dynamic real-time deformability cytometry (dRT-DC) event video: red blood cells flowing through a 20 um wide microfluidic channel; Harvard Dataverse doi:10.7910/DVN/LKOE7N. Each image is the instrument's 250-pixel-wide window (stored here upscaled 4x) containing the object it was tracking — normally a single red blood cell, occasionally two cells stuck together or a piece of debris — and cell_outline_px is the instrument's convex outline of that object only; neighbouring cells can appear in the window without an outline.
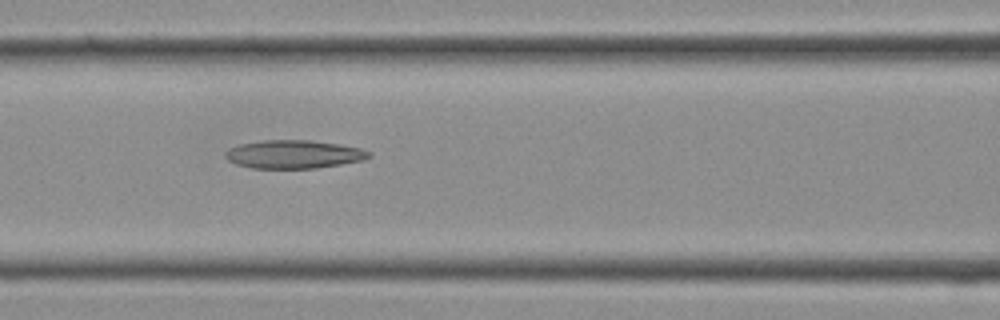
{"species": "Egyptian fruit bat (a non-hibernating species)", "species_latin": "Rousettus aegyptiacus", "temperature_condition": "cold", "stored_images_in_passage": 21, "camera_frame_rate_fps": 3000, "um_per_image_px": 0.085, "frame": {"image": 1, "passage_image": 12, "time_ms": 3.667, "image_size_px": [1000, 320], "cell_outline_px": [[372, 156], [364, 160], [316, 168], [252, 168], [236, 164], [228, 160], [224, 156], [224, 152], [228, 148], [240, 144], [264, 140], [308, 140], [340, 144], [360, 148], [372, 152]], "centroid_in_image_um": [24.97, 13.11], "position_along_channel_um": 141.6, "area_um2": 23.76}}
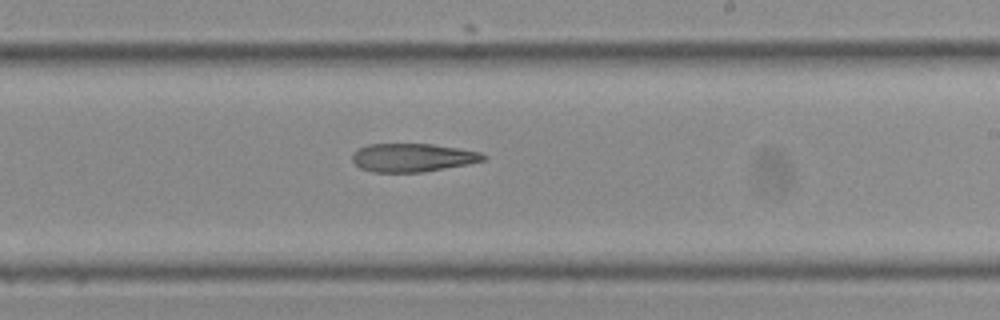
{"frame": {"image": 2, "passage_image": 17, "time_ms": 5.333, "image_size_px": [1000, 320], "cell_outline_px": [[488, 156], [484, 160], [468, 164], [424, 172], [372, 172], [360, 168], [352, 160], [352, 152], [356, 148], [368, 144], [432, 144], [460, 148], [480, 152]], "centroid_in_image_um": [35.05, 13.39], "position_along_channel_um": 253.9, "area_um2": 21.85}}
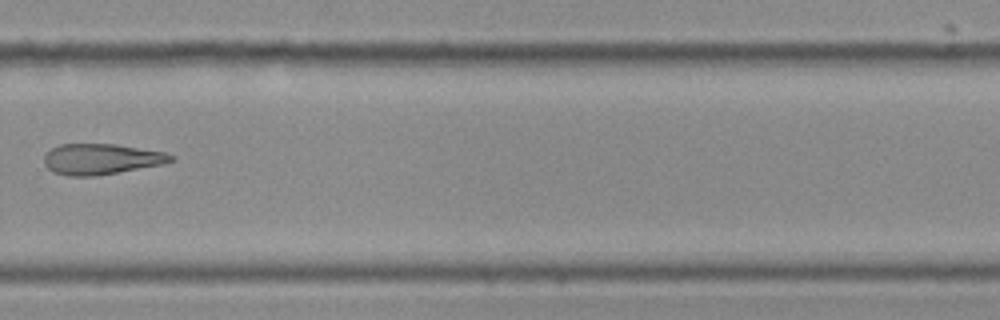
{"frame": {"image": 3, "passage_image": 20, "time_ms": 6.333, "image_size_px": [1000, 320], "cell_outline_px": [[176, 160], [164, 164], [96, 176], [68, 176], [52, 172], [44, 164], [44, 156], [52, 148], [60, 144], [116, 144], [164, 152], [176, 156]], "centroid_in_image_um": [8.63, 13.53], "position_along_channel_um": 321.2, "area_um2": 22.83}}